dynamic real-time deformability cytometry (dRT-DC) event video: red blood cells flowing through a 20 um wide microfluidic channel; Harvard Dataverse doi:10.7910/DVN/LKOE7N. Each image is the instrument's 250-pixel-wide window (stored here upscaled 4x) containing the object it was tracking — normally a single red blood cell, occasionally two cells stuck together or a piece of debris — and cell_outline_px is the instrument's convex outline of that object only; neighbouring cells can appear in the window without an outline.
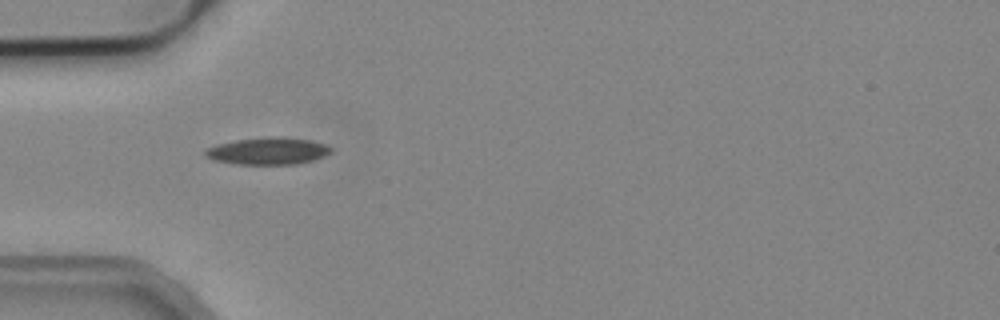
{"species": "common noctule bat (a hibernating species)", "species_latin": "Nyctalus noctula", "temperature_condition": "cold", "stored_images_in_passage": 4, "camera_frame_rate_fps": 3000, "um_per_image_px": 0.085, "animal": {"sex": "male", "body_mass_g": 19.2, "forearm_length_mm": 51.8}, "frame": {"image": 1, "passage_image": 3, "time_ms": 0.667, "image_size_px": [1000, 320], "cell_outline_px": [[332, 152], [324, 156], [312, 160], [296, 164], [236, 164], [212, 160], [204, 156], [204, 152], [208, 148], [216, 144], [236, 140], [272, 136], [280, 136], [312, 140], [324, 144], [332, 148]], "centroid_in_image_um": [22.76, 12.83], "position_along_channel_um": 62.2, "area_um2": 19.94}}